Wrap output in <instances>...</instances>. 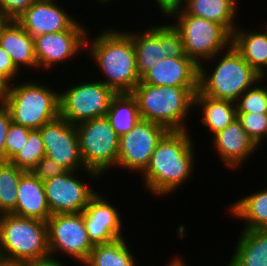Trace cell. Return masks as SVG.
I'll use <instances>...</instances> for the list:
<instances>
[{
  "mask_svg": "<svg viewBox=\"0 0 267 266\" xmlns=\"http://www.w3.org/2000/svg\"><path fill=\"white\" fill-rule=\"evenodd\" d=\"M189 133L169 130L157 143L147 168L141 173L144 186L155 196H168L192 176L196 156Z\"/></svg>",
  "mask_w": 267,
  "mask_h": 266,
  "instance_id": "obj_1",
  "label": "cell"
},
{
  "mask_svg": "<svg viewBox=\"0 0 267 266\" xmlns=\"http://www.w3.org/2000/svg\"><path fill=\"white\" fill-rule=\"evenodd\" d=\"M87 35L86 50L99 68L100 80L116 93H131L140 82L132 38L120 29H108L92 39ZM90 39V40H89Z\"/></svg>",
  "mask_w": 267,
  "mask_h": 266,
  "instance_id": "obj_2",
  "label": "cell"
},
{
  "mask_svg": "<svg viewBox=\"0 0 267 266\" xmlns=\"http://www.w3.org/2000/svg\"><path fill=\"white\" fill-rule=\"evenodd\" d=\"M198 89L199 86H154L140 81L131 93L143 120L161 124L168 130H187L185 118L194 108Z\"/></svg>",
  "mask_w": 267,
  "mask_h": 266,
  "instance_id": "obj_3",
  "label": "cell"
},
{
  "mask_svg": "<svg viewBox=\"0 0 267 266\" xmlns=\"http://www.w3.org/2000/svg\"><path fill=\"white\" fill-rule=\"evenodd\" d=\"M211 60L216 64L210 71L204 63L199 65L198 90L208 97L236 102L247 89L262 79V76L242 58L232 44L226 51L206 61L209 63Z\"/></svg>",
  "mask_w": 267,
  "mask_h": 266,
  "instance_id": "obj_4",
  "label": "cell"
},
{
  "mask_svg": "<svg viewBox=\"0 0 267 266\" xmlns=\"http://www.w3.org/2000/svg\"><path fill=\"white\" fill-rule=\"evenodd\" d=\"M59 92L40 81L12 83L3 105L12 122L29 129H40L60 115Z\"/></svg>",
  "mask_w": 267,
  "mask_h": 266,
  "instance_id": "obj_5",
  "label": "cell"
},
{
  "mask_svg": "<svg viewBox=\"0 0 267 266\" xmlns=\"http://www.w3.org/2000/svg\"><path fill=\"white\" fill-rule=\"evenodd\" d=\"M0 253L7 265L48 256L47 222L1 214Z\"/></svg>",
  "mask_w": 267,
  "mask_h": 266,
  "instance_id": "obj_6",
  "label": "cell"
},
{
  "mask_svg": "<svg viewBox=\"0 0 267 266\" xmlns=\"http://www.w3.org/2000/svg\"><path fill=\"white\" fill-rule=\"evenodd\" d=\"M170 17L176 19L172 25L181 35L185 55L198 65L231 45L232 35L216 22L188 15L183 10Z\"/></svg>",
  "mask_w": 267,
  "mask_h": 266,
  "instance_id": "obj_7",
  "label": "cell"
},
{
  "mask_svg": "<svg viewBox=\"0 0 267 266\" xmlns=\"http://www.w3.org/2000/svg\"><path fill=\"white\" fill-rule=\"evenodd\" d=\"M85 168L100 177L116 168L120 137L106 116L75 125Z\"/></svg>",
  "mask_w": 267,
  "mask_h": 266,
  "instance_id": "obj_8",
  "label": "cell"
},
{
  "mask_svg": "<svg viewBox=\"0 0 267 266\" xmlns=\"http://www.w3.org/2000/svg\"><path fill=\"white\" fill-rule=\"evenodd\" d=\"M117 93L103 82H83L59 92L60 116L71 124L106 116Z\"/></svg>",
  "mask_w": 267,
  "mask_h": 266,
  "instance_id": "obj_9",
  "label": "cell"
},
{
  "mask_svg": "<svg viewBox=\"0 0 267 266\" xmlns=\"http://www.w3.org/2000/svg\"><path fill=\"white\" fill-rule=\"evenodd\" d=\"M126 31L136 52L138 76L141 79L159 60L166 57H187L180 33L172 24H159L143 32Z\"/></svg>",
  "mask_w": 267,
  "mask_h": 266,
  "instance_id": "obj_10",
  "label": "cell"
},
{
  "mask_svg": "<svg viewBox=\"0 0 267 266\" xmlns=\"http://www.w3.org/2000/svg\"><path fill=\"white\" fill-rule=\"evenodd\" d=\"M46 222L50 254L68 255L83 265L94 247L83 221V213L55 214Z\"/></svg>",
  "mask_w": 267,
  "mask_h": 266,
  "instance_id": "obj_11",
  "label": "cell"
},
{
  "mask_svg": "<svg viewBox=\"0 0 267 266\" xmlns=\"http://www.w3.org/2000/svg\"><path fill=\"white\" fill-rule=\"evenodd\" d=\"M40 134L45 147V156L54 160L57 164L64 167L67 171L84 170L91 178L100 176L85 168L81 156L77 129L74 124L69 123L60 115L45 123L40 128Z\"/></svg>",
  "mask_w": 267,
  "mask_h": 266,
  "instance_id": "obj_12",
  "label": "cell"
},
{
  "mask_svg": "<svg viewBox=\"0 0 267 266\" xmlns=\"http://www.w3.org/2000/svg\"><path fill=\"white\" fill-rule=\"evenodd\" d=\"M168 131L161 124L141 119L132 130L120 137L116 167L142 173L157 143Z\"/></svg>",
  "mask_w": 267,
  "mask_h": 266,
  "instance_id": "obj_13",
  "label": "cell"
},
{
  "mask_svg": "<svg viewBox=\"0 0 267 266\" xmlns=\"http://www.w3.org/2000/svg\"><path fill=\"white\" fill-rule=\"evenodd\" d=\"M88 29L77 21L69 30L34 37L38 69L50 70L54 64L68 62L86 49Z\"/></svg>",
  "mask_w": 267,
  "mask_h": 266,
  "instance_id": "obj_14",
  "label": "cell"
},
{
  "mask_svg": "<svg viewBox=\"0 0 267 266\" xmlns=\"http://www.w3.org/2000/svg\"><path fill=\"white\" fill-rule=\"evenodd\" d=\"M77 173L78 171H66L44 182L51 215L81 213L98 193L84 180H80Z\"/></svg>",
  "mask_w": 267,
  "mask_h": 266,
  "instance_id": "obj_15",
  "label": "cell"
},
{
  "mask_svg": "<svg viewBox=\"0 0 267 266\" xmlns=\"http://www.w3.org/2000/svg\"><path fill=\"white\" fill-rule=\"evenodd\" d=\"M100 194L98 192L82 212L93 245L109 243L123 237L119 210Z\"/></svg>",
  "mask_w": 267,
  "mask_h": 266,
  "instance_id": "obj_16",
  "label": "cell"
},
{
  "mask_svg": "<svg viewBox=\"0 0 267 266\" xmlns=\"http://www.w3.org/2000/svg\"><path fill=\"white\" fill-rule=\"evenodd\" d=\"M57 0H35L16 21L32 37L69 30L77 20Z\"/></svg>",
  "mask_w": 267,
  "mask_h": 266,
  "instance_id": "obj_17",
  "label": "cell"
},
{
  "mask_svg": "<svg viewBox=\"0 0 267 266\" xmlns=\"http://www.w3.org/2000/svg\"><path fill=\"white\" fill-rule=\"evenodd\" d=\"M212 140L213 149L216 150L222 163L233 170L245 164V161L259 149L238 119H235L224 130L214 134Z\"/></svg>",
  "mask_w": 267,
  "mask_h": 266,
  "instance_id": "obj_18",
  "label": "cell"
},
{
  "mask_svg": "<svg viewBox=\"0 0 267 266\" xmlns=\"http://www.w3.org/2000/svg\"><path fill=\"white\" fill-rule=\"evenodd\" d=\"M140 81L154 86H199V65L189 57H166Z\"/></svg>",
  "mask_w": 267,
  "mask_h": 266,
  "instance_id": "obj_19",
  "label": "cell"
},
{
  "mask_svg": "<svg viewBox=\"0 0 267 266\" xmlns=\"http://www.w3.org/2000/svg\"><path fill=\"white\" fill-rule=\"evenodd\" d=\"M0 45L10 56L15 68L38 69L34 37L16 20H6L0 27Z\"/></svg>",
  "mask_w": 267,
  "mask_h": 266,
  "instance_id": "obj_20",
  "label": "cell"
},
{
  "mask_svg": "<svg viewBox=\"0 0 267 266\" xmlns=\"http://www.w3.org/2000/svg\"><path fill=\"white\" fill-rule=\"evenodd\" d=\"M11 214L44 222L51 216L44 182L39 181L30 171L21 175L17 189L16 207Z\"/></svg>",
  "mask_w": 267,
  "mask_h": 266,
  "instance_id": "obj_21",
  "label": "cell"
},
{
  "mask_svg": "<svg viewBox=\"0 0 267 266\" xmlns=\"http://www.w3.org/2000/svg\"><path fill=\"white\" fill-rule=\"evenodd\" d=\"M265 31H244L238 27L232 33L233 47L242 58L260 75L267 72V25Z\"/></svg>",
  "mask_w": 267,
  "mask_h": 266,
  "instance_id": "obj_22",
  "label": "cell"
},
{
  "mask_svg": "<svg viewBox=\"0 0 267 266\" xmlns=\"http://www.w3.org/2000/svg\"><path fill=\"white\" fill-rule=\"evenodd\" d=\"M227 266H267V229H243Z\"/></svg>",
  "mask_w": 267,
  "mask_h": 266,
  "instance_id": "obj_23",
  "label": "cell"
},
{
  "mask_svg": "<svg viewBox=\"0 0 267 266\" xmlns=\"http://www.w3.org/2000/svg\"><path fill=\"white\" fill-rule=\"evenodd\" d=\"M238 0H186L183 11L222 25L231 35L238 27L235 22Z\"/></svg>",
  "mask_w": 267,
  "mask_h": 266,
  "instance_id": "obj_24",
  "label": "cell"
},
{
  "mask_svg": "<svg viewBox=\"0 0 267 266\" xmlns=\"http://www.w3.org/2000/svg\"><path fill=\"white\" fill-rule=\"evenodd\" d=\"M194 107L201 109V123L209 128L207 130L211 131L213 135L224 130L237 119L235 102L214 99L202 94L199 90L194 96Z\"/></svg>",
  "mask_w": 267,
  "mask_h": 266,
  "instance_id": "obj_25",
  "label": "cell"
},
{
  "mask_svg": "<svg viewBox=\"0 0 267 266\" xmlns=\"http://www.w3.org/2000/svg\"><path fill=\"white\" fill-rule=\"evenodd\" d=\"M229 206L230 215L244 220L243 229H267V188L250 193Z\"/></svg>",
  "mask_w": 267,
  "mask_h": 266,
  "instance_id": "obj_26",
  "label": "cell"
},
{
  "mask_svg": "<svg viewBox=\"0 0 267 266\" xmlns=\"http://www.w3.org/2000/svg\"><path fill=\"white\" fill-rule=\"evenodd\" d=\"M106 117L119 137L132 130L142 119L132 93H117L110 102Z\"/></svg>",
  "mask_w": 267,
  "mask_h": 266,
  "instance_id": "obj_27",
  "label": "cell"
},
{
  "mask_svg": "<svg viewBox=\"0 0 267 266\" xmlns=\"http://www.w3.org/2000/svg\"><path fill=\"white\" fill-rule=\"evenodd\" d=\"M125 238L94 245L84 266H136L134 254Z\"/></svg>",
  "mask_w": 267,
  "mask_h": 266,
  "instance_id": "obj_28",
  "label": "cell"
},
{
  "mask_svg": "<svg viewBox=\"0 0 267 266\" xmlns=\"http://www.w3.org/2000/svg\"><path fill=\"white\" fill-rule=\"evenodd\" d=\"M24 172L10 161H0V215L15 210L18 183Z\"/></svg>",
  "mask_w": 267,
  "mask_h": 266,
  "instance_id": "obj_29",
  "label": "cell"
},
{
  "mask_svg": "<svg viewBox=\"0 0 267 266\" xmlns=\"http://www.w3.org/2000/svg\"><path fill=\"white\" fill-rule=\"evenodd\" d=\"M45 156V147L40 129L29 132L26 145L10 160L19 169L30 171Z\"/></svg>",
  "mask_w": 267,
  "mask_h": 266,
  "instance_id": "obj_30",
  "label": "cell"
},
{
  "mask_svg": "<svg viewBox=\"0 0 267 266\" xmlns=\"http://www.w3.org/2000/svg\"><path fill=\"white\" fill-rule=\"evenodd\" d=\"M262 81L259 80L237 99V113H267V86L262 85L265 84Z\"/></svg>",
  "mask_w": 267,
  "mask_h": 266,
  "instance_id": "obj_31",
  "label": "cell"
},
{
  "mask_svg": "<svg viewBox=\"0 0 267 266\" xmlns=\"http://www.w3.org/2000/svg\"><path fill=\"white\" fill-rule=\"evenodd\" d=\"M248 136L260 148L262 141L267 139V113H237Z\"/></svg>",
  "mask_w": 267,
  "mask_h": 266,
  "instance_id": "obj_32",
  "label": "cell"
},
{
  "mask_svg": "<svg viewBox=\"0 0 267 266\" xmlns=\"http://www.w3.org/2000/svg\"><path fill=\"white\" fill-rule=\"evenodd\" d=\"M30 130L11 122L5 139V161H10L26 145Z\"/></svg>",
  "mask_w": 267,
  "mask_h": 266,
  "instance_id": "obj_33",
  "label": "cell"
},
{
  "mask_svg": "<svg viewBox=\"0 0 267 266\" xmlns=\"http://www.w3.org/2000/svg\"><path fill=\"white\" fill-rule=\"evenodd\" d=\"M67 170L54 160L44 156L39 162L30 170V172L41 182L54 178L65 173Z\"/></svg>",
  "mask_w": 267,
  "mask_h": 266,
  "instance_id": "obj_34",
  "label": "cell"
},
{
  "mask_svg": "<svg viewBox=\"0 0 267 266\" xmlns=\"http://www.w3.org/2000/svg\"><path fill=\"white\" fill-rule=\"evenodd\" d=\"M35 0H0V12L6 20L19 18Z\"/></svg>",
  "mask_w": 267,
  "mask_h": 266,
  "instance_id": "obj_35",
  "label": "cell"
},
{
  "mask_svg": "<svg viewBox=\"0 0 267 266\" xmlns=\"http://www.w3.org/2000/svg\"><path fill=\"white\" fill-rule=\"evenodd\" d=\"M19 72L8 53L0 45V78L9 86L15 82L16 77L20 75Z\"/></svg>",
  "mask_w": 267,
  "mask_h": 266,
  "instance_id": "obj_36",
  "label": "cell"
},
{
  "mask_svg": "<svg viewBox=\"0 0 267 266\" xmlns=\"http://www.w3.org/2000/svg\"><path fill=\"white\" fill-rule=\"evenodd\" d=\"M11 122L9 110L0 104V161H5V139Z\"/></svg>",
  "mask_w": 267,
  "mask_h": 266,
  "instance_id": "obj_37",
  "label": "cell"
},
{
  "mask_svg": "<svg viewBox=\"0 0 267 266\" xmlns=\"http://www.w3.org/2000/svg\"><path fill=\"white\" fill-rule=\"evenodd\" d=\"M11 266H65V264L57 259V256L49 254L45 257L17 262Z\"/></svg>",
  "mask_w": 267,
  "mask_h": 266,
  "instance_id": "obj_38",
  "label": "cell"
},
{
  "mask_svg": "<svg viewBox=\"0 0 267 266\" xmlns=\"http://www.w3.org/2000/svg\"><path fill=\"white\" fill-rule=\"evenodd\" d=\"M157 4L160 12L170 17L177 11L183 9L186 0H153Z\"/></svg>",
  "mask_w": 267,
  "mask_h": 266,
  "instance_id": "obj_39",
  "label": "cell"
},
{
  "mask_svg": "<svg viewBox=\"0 0 267 266\" xmlns=\"http://www.w3.org/2000/svg\"><path fill=\"white\" fill-rule=\"evenodd\" d=\"M8 85L0 78V104H3L7 95Z\"/></svg>",
  "mask_w": 267,
  "mask_h": 266,
  "instance_id": "obj_40",
  "label": "cell"
},
{
  "mask_svg": "<svg viewBox=\"0 0 267 266\" xmlns=\"http://www.w3.org/2000/svg\"><path fill=\"white\" fill-rule=\"evenodd\" d=\"M175 257L171 258L169 263L165 266H187L186 261H185V263L183 261L185 259H182L181 256H178V257L175 256Z\"/></svg>",
  "mask_w": 267,
  "mask_h": 266,
  "instance_id": "obj_41",
  "label": "cell"
},
{
  "mask_svg": "<svg viewBox=\"0 0 267 266\" xmlns=\"http://www.w3.org/2000/svg\"><path fill=\"white\" fill-rule=\"evenodd\" d=\"M5 21L6 19L3 17L2 13L0 12V27Z\"/></svg>",
  "mask_w": 267,
  "mask_h": 266,
  "instance_id": "obj_42",
  "label": "cell"
},
{
  "mask_svg": "<svg viewBox=\"0 0 267 266\" xmlns=\"http://www.w3.org/2000/svg\"><path fill=\"white\" fill-rule=\"evenodd\" d=\"M97 1L100 3L102 2V4H104V3H110L111 0H97Z\"/></svg>",
  "mask_w": 267,
  "mask_h": 266,
  "instance_id": "obj_43",
  "label": "cell"
},
{
  "mask_svg": "<svg viewBox=\"0 0 267 266\" xmlns=\"http://www.w3.org/2000/svg\"><path fill=\"white\" fill-rule=\"evenodd\" d=\"M4 264L5 263H4L3 259H2L1 253H0V266H3Z\"/></svg>",
  "mask_w": 267,
  "mask_h": 266,
  "instance_id": "obj_44",
  "label": "cell"
},
{
  "mask_svg": "<svg viewBox=\"0 0 267 266\" xmlns=\"http://www.w3.org/2000/svg\"><path fill=\"white\" fill-rule=\"evenodd\" d=\"M266 77V78H265ZM267 79V72H265V74L262 76V80H263V82H264V80H266Z\"/></svg>",
  "mask_w": 267,
  "mask_h": 266,
  "instance_id": "obj_45",
  "label": "cell"
}]
</instances>
